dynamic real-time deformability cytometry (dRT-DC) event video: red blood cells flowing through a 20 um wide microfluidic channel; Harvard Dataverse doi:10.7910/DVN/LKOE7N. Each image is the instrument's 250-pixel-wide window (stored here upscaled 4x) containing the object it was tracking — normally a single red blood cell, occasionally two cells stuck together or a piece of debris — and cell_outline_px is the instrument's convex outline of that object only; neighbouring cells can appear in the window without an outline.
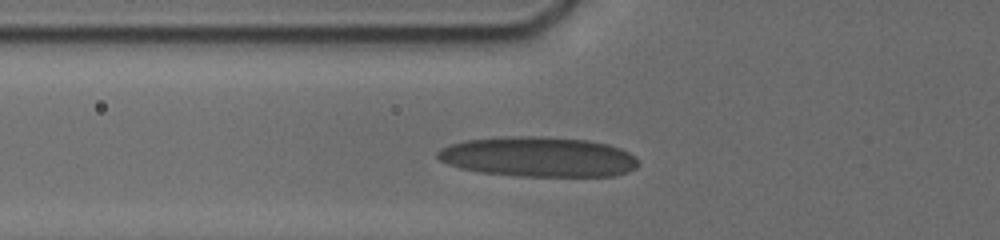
{"species": "human", "species_latin": "Homo sapiens", "temperature_condition": "cold", "stored_images_in_passage": 29, "camera_frame_rate_fps": 3000, "um_per_image_px": 0.085, "donor": {"sex": "male"}, "frame": {"image": 1, "passage_image": 8, "time_ms": 2.667, "image_size_px": [1000, 240], "cell_outline_px": [[640, 164], [636, 168], [612, 176], [516, 176], [480, 172], [460, 168], [448, 164], [440, 160], [436, 156], [436, 152], [440, 148], [448, 144], [464, 140], [508, 136], [544, 136], [588, 140], [608, 144], [620, 148], [636, 156]], "centroid_in_image_um": [45.74, 13.32], "position_along_channel_um": 80.1, "area_um2": 47.16}}
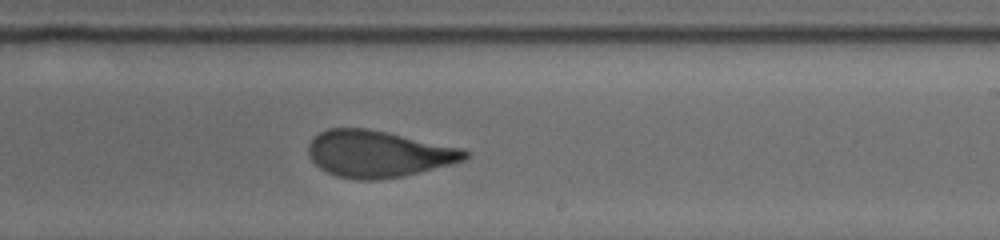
{"frame": {"image": 2, "passage_image": 20, "time_ms": 7.333, "image_size_px": [1000, 240], "cell_outline_px": [[472, 152], [464, 160], [452, 164], [404, 176], [380, 180], [356, 180], [336, 176], [320, 168], [308, 156], [308, 144], [320, 132], [328, 128], [368, 128], [464, 148]], "centroid_in_image_um": [32.18, 13.08], "position_along_channel_um": 256.8, "area_um2": 42.89}}
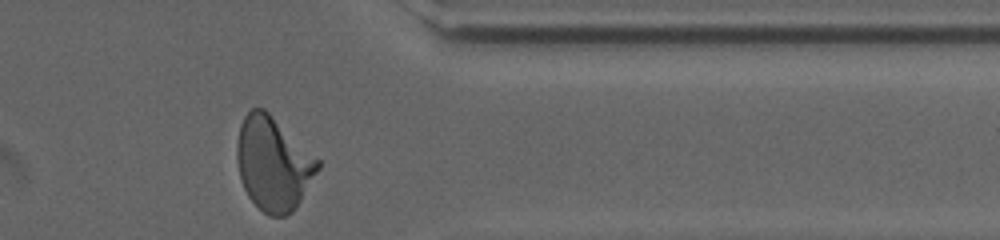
{"frame": {"image": 3, "passage_image": 29, "time_ms": 11.0, "image_size_px": [1000, 240], "cell_outline_px": [[320, 168], [296, 208], [292, 212], [284, 216], [268, 216], [248, 196], [240, 180], [236, 160], [236, 144], [240, 124], [244, 116], [252, 108], [264, 108], [320, 160]], "centroid_in_image_um": [23.21, 13.91], "position_along_channel_um": 388.2, "area_um2": 44.16}, "authors_computed_cell_mechanics": {"area_um2": 42.8876, "velocity_mm_per_s": 3.7768, "shape_relaxation_time_tau1_ms": 5.1699, "shape_relaxation_time_tau2_ms": 0.9959, "deformation_change_tau1": 0.2075, "deformation_change_tau2": 0.0863}}